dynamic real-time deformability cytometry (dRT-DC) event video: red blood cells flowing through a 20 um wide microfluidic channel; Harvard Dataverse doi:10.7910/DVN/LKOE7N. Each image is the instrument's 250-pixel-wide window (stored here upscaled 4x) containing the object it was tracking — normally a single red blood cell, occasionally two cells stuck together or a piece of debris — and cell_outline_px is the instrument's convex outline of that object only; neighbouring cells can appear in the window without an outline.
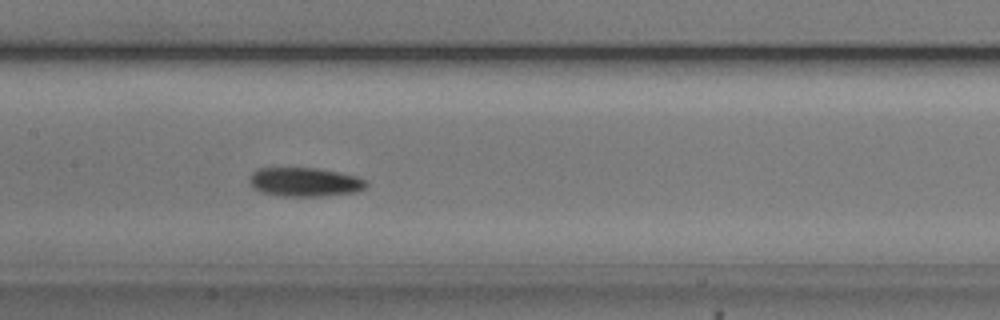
{"species": "common noctule bat (a hibernating species)", "species_latin": "Nyctalus noctula", "temperature_condition": "cold", "stored_images_in_passage": 33, "camera_frame_rate_fps": 3000, "um_per_image_px": 0.085, "animal": {"sex": "male", "body_mass_g": 20.5, "forearm_length_mm": 52.5}, "frame": {"image": 1, "passage_image": 15, "time_ms": 4.667, "image_size_px": [1000, 320], "cell_outline_px": [[368, 184], [364, 188], [356, 192], [324, 196], [280, 196], [260, 192], [252, 188], [248, 180], [252, 172], [260, 168], [316, 168], [356, 176], [368, 180]], "centroid_in_image_um": [25.88, 15.48], "position_along_channel_um": 181.5, "area_um2": 19.83}, "authors_computed_cell_mechanics": {"area_um2": 19.3052, "velocity_mm_per_s": 3.7186, "shape_relaxation_time_tau1_ms": 2.4198, "shape_relaxation_time_tau2_ms": 8.9704, "deformation_change_tau1": 0.0988, "deformation_change_tau2": 0.1422}}